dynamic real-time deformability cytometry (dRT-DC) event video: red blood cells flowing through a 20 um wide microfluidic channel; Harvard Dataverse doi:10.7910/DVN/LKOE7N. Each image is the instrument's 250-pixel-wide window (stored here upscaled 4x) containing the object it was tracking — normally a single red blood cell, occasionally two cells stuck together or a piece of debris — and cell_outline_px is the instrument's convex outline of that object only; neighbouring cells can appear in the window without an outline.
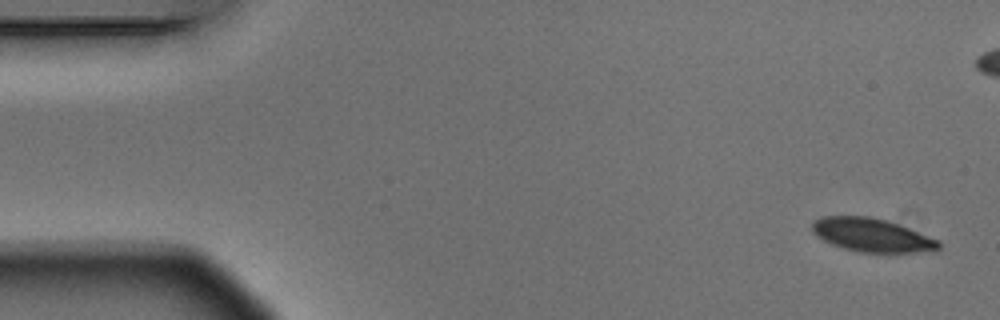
{"species": "Egyptian fruit bat (a non-hibernating species)", "species_latin": "Rousettus aegyptiacus", "temperature_condition": "warm", "stored_images_in_passage": 6, "camera_frame_rate_fps": 3000, "um_per_image_px": 0.085, "animal": {"sex": "male"}, "frame": {"image": 1, "passage_image": 1, "time_ms": 0.0, "image_size_px": [1000, 320], "cell_outline_px": [[940, 248], [932, 252], [860, 252], [844, 248], [832, 244], [816, 236], [812, 232], [812, 220], [820, 216], [872, 216], [888, 220], [940, 240]], "centroid_in_image_um": [74.11, 19.97], "position_along_channel_um": 10.9, "area_um2": 24.91}}